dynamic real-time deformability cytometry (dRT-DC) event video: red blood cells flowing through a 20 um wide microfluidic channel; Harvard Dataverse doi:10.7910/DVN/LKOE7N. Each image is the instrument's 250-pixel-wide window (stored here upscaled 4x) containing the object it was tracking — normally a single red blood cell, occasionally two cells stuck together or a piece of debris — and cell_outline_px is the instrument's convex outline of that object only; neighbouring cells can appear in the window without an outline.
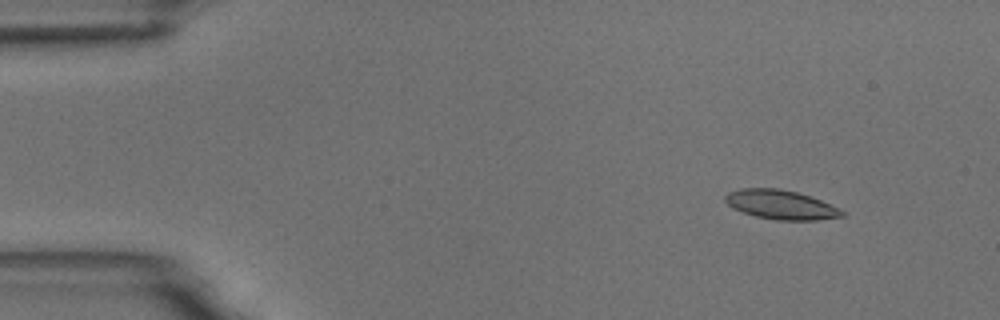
{"species": "common noctule bat (a hibernating species)", "species_latin": "Nyctalus noctula", "temperature_condition": "room temperature", "stored_images_in_passage": 5, "camera_frame_rate_fps": 3000, "um_per_image_px": 0.085, "animal": {"sex": "male", "body_mass_g": 18.8}, "frame": {"image": 1, "passage_image": 1, "time_ms": 0.0, "image_size_px": [1000, 320], "cell_outline_px": [[844, 216], [816, 220], [776, 220], [756, 216], [732, 208], [724, 200], [724, 196], [728, 192], [740, 188], [780, 188], [796, 192], [820, 200], [840, 208], [844, 212]], "centroid_in_image_um": [66.35, 17.39], "position_along_channel_um": 18.7, "area_um2": 19.83}}
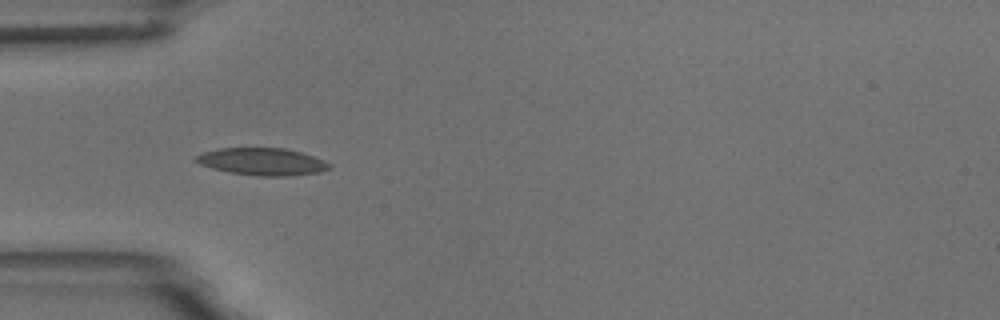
{"frame": {"image": 2, "passage_image": 4, "time_ms": 3.667, "image_size_px": [1000, 320], "cell_outline_px": [[332, 168], [320, 172], [288, 176], [256, 176], [228, 172], [212, 168], [200, 164], [192, 160], [196, 156], [204, 152], [220, 148], [284, 148], [300, 152], [324, 160], [332, 164]], "centroid_in_image_um": [22.3, 13.74], "position_along_channel_um": 62.7, "area_um2": 21.27}}